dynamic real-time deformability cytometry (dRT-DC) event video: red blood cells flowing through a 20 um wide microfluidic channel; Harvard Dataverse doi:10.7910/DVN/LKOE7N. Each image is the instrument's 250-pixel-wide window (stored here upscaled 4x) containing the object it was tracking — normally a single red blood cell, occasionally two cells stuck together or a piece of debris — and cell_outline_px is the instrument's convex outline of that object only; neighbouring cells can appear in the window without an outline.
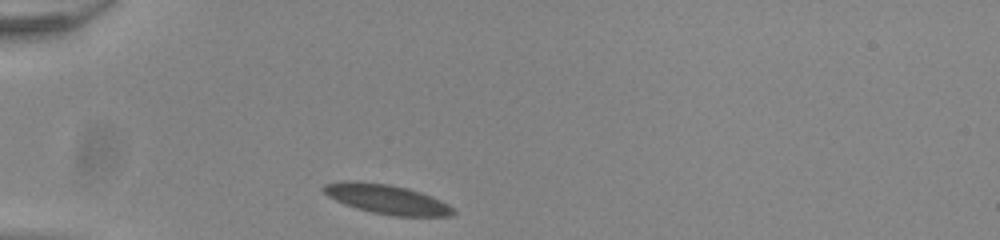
{"species": "common noctule bat (a hibernating species)", "species_latin": "Nyctalus noctula", "temperature_condition": "room temperature", "stored_images_in_passage": 31, "camera_frame_rate_fps": 3000, "um_per_image_px": 0.085, "animal": {"sex": "male", "body_mass_g": 20.0, "forearm_length_mm": 53.3}, "frame": {"image": 1, "passage_image": 1, "time_ms": 0.0, "image_size_px": [1000, 240], "cell_outline_px": [[456, 212], [452, 216], [396, 216], [372, 212], [336, 200], [328, 196], [324, 192], [324, 184], [388, 184], [408, 188], [432, 196], [448, 204]], "centroid_in_image_um": [33.05, 16.99], "position_along_channel_um": 51.9, "area_um2": 20.92}}
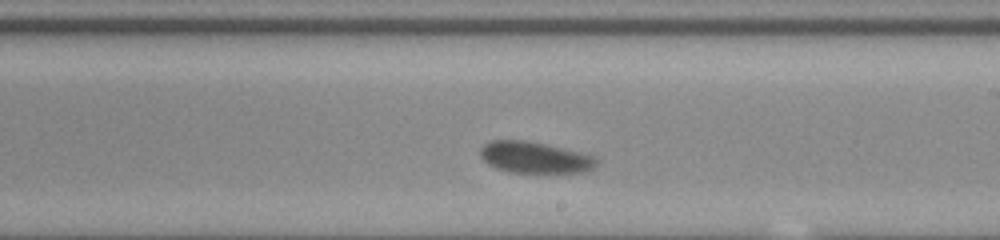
{"frame": {"image": 2, "passage_image": 18, "time_ms": 5.667, "image_size_px": [1000, 240], "cell_outline_px": [[596, 164], [592, 168], [584, 172], [508, 172], [488, 164], [480, 156], [480, 148], [484, 144], [492, 140], [524, 140], [544, 144], [592, 156], [596, 160]], "centroid_in_image_um": [45.37, 13.38], "position_along_channel_um": 243.6, "area_um2": 20.69}}
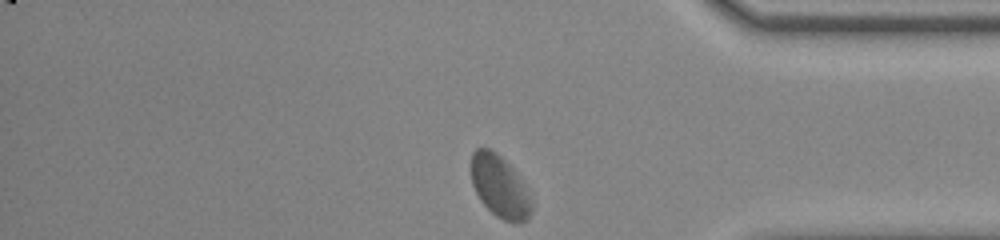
{"frame": {"image": 3, "passage_image": 31, "time_ms": 10.0, "image_size_px": [1000, 240], "cell_outline_px": [[532, 212], [528, 220], [520, 224], [512, 224], [496, 216], [480, 200], [472, 184], [472, 152], [476, 148], [488, 148], [496, 152], [512, 168], [532, 204]], "centroid_in_image_um": [42.46, 15.9], "position_along_channel_um": 392.7, "area_um2": 21.39}, "authors_computed_cell_mechanics": {"area_um2": 21.386, "velocity_mm_per_s": 3.7703, "shape_relaxation_time_tau1_ms": 2.0195, "shape_relaxation_time_tau2_ms": 0.8279, "deformation_change_tau1": 0.098, "deformation_change_tau2": 0.0393}}